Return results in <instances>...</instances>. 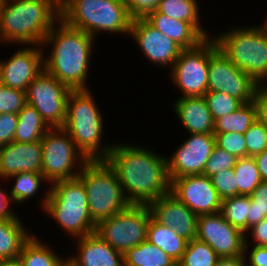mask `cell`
<instances>
[{
    "mask_svg": "<svg viewBox=\"0 0 267 266\" xmlns=\"http://www.w3.org/2000/svg\"><path fill=\"white\" fill-rule=\"evenodd\" d=\"M249 240L245 239L244 255L247 266H267V247L254 245L249 249ZM248 253V254H247Z\"/></svg>",
    "mask_w": 267,
    "mask_h": 266,
    "instance_id": "obj_44",
    "label": "cell"
},
{
    "mask_svg": "<svg viewBox=\"0 0 267 266\" xmlns=\"http://www.w3.org/2000/svg\"><path fill=\"white\" fill-rule=\"evenodd\" d=\"M170 193L197 216L221 211L222 200L205 175H188L171 179Z\"/></svg>",
    "mask_w": 267,
    "mask_h": 266,
    "instance_id": "obj_16",
    "label": "cell"
},
{
    "mask_svg": "<svg viewBox=\"0 0 267 266\" xmlns=\"http://www.w3.org/2000/svg\"><path fill=\"white\" fill-rule=\"evenodd\" d=\"M144 19L155 29L172 39L182 49L195 48L205 40L189 22L173 19L156 10Z\"/></svg>",
    "mask_w": 267,
    "mask_h": 266,
    "instance_id": "obj_23",
    "label": "cell"
},
{
    "mask_svg": "<svg viewBox=\"0 0 267 266\" xmlns=\"http://www.w3.org/2000/svg\"><path fill=\"white\" fill-rule=\"evenodd\" d=\"M71 91L69 87L43 70L28 85L27 103L39 112L50 128L63 127Z\"/></svg>",
    "mask_w": 267,
    "mask_h": 266,
    "instance_id": "obj_13",
    "label": "cell"
},
{
    "mask_svg": "<svg viewBox=\"0 0 267 266\" xmlns=\"http://www.w3.org/2000/svg\"><path fill=\"white\" fill-rule=\"evenodd\" d=\"M133 145L114 143L105 161L114 170L127 201L131 205H149L170 193L167 158Z\"/></svg>",
    "mask_w": 267,
    "mask_h": 266,
    "instance_id": "obj_1",
    "label": "cell"
},
{
    "mask_svg": "<svg viewBox=\"0 0 267 266\" xmlns=\"http://www.w3.org/2000/svg\"><path fill=\"white\" fill-rule=\"evenodd\" d=\"M9 179L15 181L9 195L12 203L16 204L26 203L28 199L33 198L39 192L42 183L47 182L41 173L35 172H21L7 178V180Z\"/></svg>",
    "mask_w": 267,
    "mask_h": 266,
    "instance_id": "obj_31",
    "label": "cell"
},
{
    "mask_svg": "<svg viewBox=\"0 0 267 266\" xmlns=\"http://www.w3.org/2000/svg\"><path fill=\"white\" fill-rule=\"evenodd\" d=\"M40 141L43 152L41 174L49 184L78 177L88 162L62 127L50 128Z\"/></svg>",
    "mask_w": 267,
    "mask_h": 266,
    "instance_id": "obj_9",
    "label": "cell"
},
{
    "mask_svg": "<svg viewBox=\"0 0 267 266\" xmlns=\"http://www.w3.org/2000/svg\"><path fill=\"white\" fill-rule=\"evenodd\" d=\"M41 47L24 46L8 60L0 59L1 84L26 92L28 85L44 70L45 53Z\"/></svg>",
    "mask_w": 267,
    "mask_h": 266,
    "instance_id": "obj_18",
    "label": "cell"
},
{
    "mask_svg": "<svg viewBox=\"0 0 267 266\" xmlns=\"http://www.w3.org/2000/svg\"><path fill=\"white\" fill-rule=\"evenodd\" d=\"M171 266H181L179 262L173 263Z\"/></svg>",
    "mask_w": 267,
    "mask_h": 266,
    "instance_id": "obj_53",
    "label": "cell"
},
{
    "mask_svg": "<svg viewBox=\"0 0 267 266\" xmlns=\"http://www.w3.org/2000/svg\"><path fill=\"white\" fill-rule=\"evenodd\" d=\"M0 266H22L18 260L0 261Z\"/></svg>",
    "mask_w": 267,
    "mask_h": 266,
    "instance_id": "obj_51",
    "label": "cell"
},
{
    "mask_svg": "<svg viewBox=\"0 0 267 266\" xmlns=\"http://www.w3.org/2000/svg\"><path fill=\"white\" fill-rule=\"evenodd\" d=\"M78 177L84 184L89 213L96 224L131 205L114 170L105 160L88 161Z\"/></svg>",
    "mask_w": 267,
    "mask_h": 266,
    "instance_id": "obj_8",
    "label": "cell"
},
{
    "mask_svg": "<svg viewBox=\"0 0 267 266\" xmlns=\"http://www.w3.org/2000/svg\"><path fill=\"white\" fill-rule=\"evenodd\" d=\"M263 182H267V149L253 157Z\"/></svg>",
    "mask_w": 267,
    "mask_h": 266,
    "instance_id": "obj_49",
    "label": "cell"
},
{
    "mask_svg": "<svg viewBox=\"0 0 267 266\" xmlns=\"http://www.w3.org/2000/svg\"><path fill=\"white\" fill-rule=\"evenodd\" d=\"M248 235L253 238L254 241L252 242H256L255 245L267 247V219L251 227L245 234V239L250 238Z\"/></svg>",
    "mask_w": 267,
    "mask_h": 266,
    "instance_id": "obj_46",
    "label": "cell"
},
{
    "mask_svg": "<svg viewBox=\"0 0 267 266\" xmlns=\"http://www.w3.org/2000/svg\"><path fill=\"white\" fill-rule=\"evenodd\" d=\"M90 90L70 92L62 128L88 161L105 160L114 143L102 142L104 120Z\"/></svg>",
    "mask_w": 267,
    "mask_h": 266,
    "instance_id": "obj_4",
    "label": "cell"
},
{
    "mask_svg": "<svg viewBox=\"0 0 267 266\" xmlns=\"http://www.w3.org/2000/svg\"><path fill=\"white\" fill-rule=\"evenodd\" d=\"M18 124V114H0V144L6 145L13 142Z\"/></svg>",
    "mask_w": 267,
    "mask_h": 266,
    "instance_id": "obj_43",
    "label": "cell"
},
{
    "mask_svg": "<svg viewBox=\"0 0 267 266\" xmlns=\"http://www.w3.org/2000/svg\"><path fill=\"white\" fill-rule=\"evenodd\" d=\"M238 158L229 152L214 146L211 156L205 163L203 174L209 178L223 170L232 169L235 167Z\"/></svg>",
    "mask_w": 267,
    "mask_h": 266,
    "instance_id": "obj_38",
    "label": "cell"
},
{
    "mask_svg": "<svg viewBox=\"0 0 267 266\" xmlns=\"http://www.w3.org/2000/svg\"><path fill=\"white\" fill-rule=\"evenodd\" d=\"M160 0H123L132 19L145 18L157 9Z\"/></svg>",
    "mask_w": 267,
    "mask_h": 266,
    "instance_id": "obj_42",
    "label": "cell"
},
{
    "mask_svg": "<svg viewBox=\"0 0 267 266\" xmlns=\"http://www.w3.org/2000/svg\"><path fill=\"white\" fill-rule=\"evenodd\" d=\"M267 219V182H261L249 196V229Z\"/></svg>",
    "mask_w": 267,
    "mask_h": 266,
    "instance_id": "obj_36",
    "label": "cell"
},
{
    "mask_svg": "<svg viewBox=\"0 0 267 266\" xmlns=\"http://www.w3.org/2000/svg\"><path fill=\"white\" fill-rule=\"evenodd\" d=\"M50 5H52L59 13L63 10L65 7L67 0H45Z\"/></svg>",
    "mask_w": 267,
    "mask_h": 266,
    "instance_id": "obj_50",
    "label": "cell"
},
{
    "mask_svg": "<svg viewBox=\"0 0 267 266\" xmlns=\"http://www.w3.org/2000/svg\"><path fill=\"white\" fill-rule=\"evenodd\" d=\"M60 13L45 0H2L0 42L41 45Z\"/></svg>",
    "mask_w": 267,
    "mask_h": 266,
    "instance_id": "obj_3",
    "label": "cell"
},
{
    "mask_svg": "<svg viewBox=\"0 0 267 266\" xmlns=\"http://www.w3.org/2000/svg\"><path fill=\"white\" fill-rule=\"evenodd\" d=\"M257 110V120L267 128V85H259L254 100Z\"/></svg>",
    "mask_w": 267,
    "mask_h": 266,
    "instance_id": "obj_45",
    "label": "cell"
},
{
    "mask_svg": "<svg viewBox=\"0 0 267 266\" xmlns=\"http://www.w3.org/2000/svg\"><path fill=\"white\" fill-rule=\"evenodd\" d=\"M243 135L246 145V157H254L267 149V128L258 120Z\"/></svg>",
    "mask_w": 267,
    "mask_h": 266,
    "instance_id": "obj_37",
    "label": "cell"
},
{
    "mask_svg": "<svg viewBox=\"0 0 267 266\" xmlns=\"http://www.w3.org/2000/svg\"><path fill=\"white\" fill-rule=\"evenodd\" d=\"M219 256L207 243L192 239L179 260L181 266H216Z\"/></svg>",
    "mask_w": 267,
    "mask_h": 266,
    "instance_id": "obj_34",
    "label": "cell"
},
{
    "mask_svg": "<svg viewBox=\"0 0 267 266\" xmlns=\"http://www.w3.org/2000/svg\"><path fill=\"white\" fill-rule=\"evenodd\" d=\"M215 146L214 134L190 133L187 140L178 146L172 156H167L170 179L202 175L205 163L211 156Z\"/></svg>",
    "mask_w": 267,
    "mask_h": 266,
    "instance_id": "obj_15",
    "label": "cell"
},
{
    "mask_svg": "<svg viewBox=\"0 0 267 266\" xmlns=\"http://www.w3.org/2000/svg\"><path fill=\"white\" fill-rule=\"evenodd\" d=\"M76 254L67 256L71 266H124L123 254L96 232L77 238Z\"/></svg>",
    "mask_w": 267,
    "mask_h": 266,
    "instance_id": "obj_21",
    "label": "cell"
},
{
    "mask_svg": "<svg viewBox=\"0 0 267 266\" xmlns=\"http://www.w3.org/2000/svg\"><path fill=\"white\" fill-rule=\"evenodd\" d=\"M238 186V196H250L262 178L253 157L238 158L233 168Z\"/></svg>",
    "mask_w": 267,
    "mask_h": 266,
    "instance_id": "obj_33",
    "label": "cell"
},
{
    "mask_svg": "<svg viewBox=\"0 0 267 266\" xmlns=\"http://www.w3.org/2000/svg\"><path fill=\"white\" fill-rule=\"evenodd\" d=\"M210 179L221 200L238 196V186H236L233 168L223 170L211 176Z\"/></svg>",
    "mask_w": 267,
    "mask_h": 266,
    "instance_id": "obj_40",
    "label": "cell"
},
{
    "mask_svg": "<svg viewBox=\"0 0 267 266\" xmlns=\"http://www.w3.org/2000/svg\"><path fill=\"white\" fill-rule=\"evenodd\" d=\"M215 135V145L237 158L246 157L245 138L242 133L230 132Z\"/></svg>",
    "mask_w": 267,
    "mask_h": 266,
    "instance_id": "obj_41",
    "label": "cell"
},
{
    "mask_svg": "<svg viewBox=\"0 0 267 266\" xmlns=\"http://www.w3.org/2000/svg\"><path fill=\"white\" fill-rule=\"evenodd\" d=\"M257 121V110L254 102L244 103L233 113L214 121L213 134L221 133H242L244 134L248 128Z\"/></svg>",
    "mask_w": 267,
    "mask_h": 266,
    "instance_id": "obj_29",
    "label": "cell"
},
{
    "mask_svg": "<svg viewBox=\"0 0 267 266\" xmlns=\"http://www.w3.org/2000/svg\"><path fill=\"white\" fill-rule=\"evenodd\" d=\"M177 98L173 110L186 131L189 134H213L214 119L204 96Z\"/></svg>",
    "mask_w": 267,
    "mask_h": 266,
    "instance_id": "obj_22",
    "label": "cell"
},
{
    "mask_svg": "<svg viewBox=\"0 0 267 266\" xmlns=\"http://www.w3.org/2000/svg\"><path fill=\"white\" fill-rule=\"evenodd\" d=\"M129 35L135 40L145 59L156 66L171 69L183 50L172 39L151 26L144 18L133 19Z\"/></svg>",
    "mask_w": 267,
    "mask_h": 266,
    "instance_id": "obj_17",
    "label": "cell"
},
{
    "mask_svg": "<svg viewBox=\"0 0 267 266\" xmlns=\"http://www.w3.org/2000/svg\"><path fill=\"white\" fill-rule=\"evenodd\" d=\"M124 266H171L175 261L147 240L123 254Z\"/></svg>",
    "mask_w": 267,
    "mask_h": 266,
    "instance_id": "obj_30",
    "label": "cell"
},
{
    "mask_svg": "<svg viewBox=\"0 0 267 266\" xmlns=\"http://www.w3.org/2000/svg\"><path fill=\"white\" fill-rule=\"evenodd\" d=\"M151 217L148 205H130L124 211L100 221L95 232L116 251L125 254L147 240Z\"/></svg>",
    "mask_w": 267,
    "mask_h": 266,
    "instance_id": "obj_10",
    "label": "cell"
},
{
    "mask_svg": "<svg viewBox=\"0 0 267 266\" xmlns=\"http://www.w3.org/2000/svg\"><path fill=\"white\" fill-rule=\"evenodd\" d=\"M21 220L0 218V261L17 260L24 244L34 234L27 231Z\"/></svg>",
    "mask_w": 267,
    "mask_h": 266,
    "instance_id": "obj_24",
    "label": "cell"
},
{
    "mask_svg": "<svg viewBox=\"0 0 267 266\" xmlns=\"http://www.w3.org/2000/svg\"><path fill=\"white\" fill-rule=\"evenodd\" d=\"M152 218L188 241L196 238L197 215L171 193L148 205Z\"/></svg>",
    "mask_w": 267,
    "mask_h": 266,
    "instance_id": "obj_19",
    "label": "cell"
},
{
    "mask_svg": "<svg viewBox=\"0 0 267 266\" xmlns=\"http://www.w3.org/2000/svg\"><path fill=\"white\" fill-rule=\"evenodd\" d=\"M196 239L209 244L219 257L244 255L245 234L225 220L221 212L197 217Z\"/></svg>",
    "mask_w": 267,
    "mask_h": 266,
    "instance_id": "obj_14",
    "label": "cell"
},
{
    "mask_svg": "<svg viewBox=\"0 0 267 266\" xmlns=\"http://www.w3.org/2000/svg\"><path fill=\"white\" fill-rule=\"evenodd\" d=\"M225 220L244 234L249 230V196H234L222 200L221 211Z\"/></svg>",
    "mask_w": 267,
    "mask_h": 266,
    "instance_id": "obj_32",
    "label": "cell"
},
{
    "mask_svg": "<svg viewBox=\"0 0 267 266\" xmlns=\"http://www.w3.org/2000/svg\"><path fill=\"white\" fill-rule=\"evenodd\" d=\"M216 266H247L245 255L219 257Z\"/></svg>",
    "mask_w": 267,
    "mask_h": 266,
    "instance_id": "obj_48",
    "label": "cell"
},
{
    "mask_svg": "<svg viewBox=\"0 0 267 266\" xmlns=\"http://www.w3.org/2000/svg\"><path fill=\"white\" fill-rule=\"evenodd\" d=\"M259 84L244 71L237 68L230 59L218 49L215 40L209 37L208 92L218 91L249 103Z\"/></svg>",
    "mask_w": 267,
    "mask_h": 266,
    "instance_id": "obj_11",
    "label": "cell"
},
{
    "mask_svg": "<svg viewBox=\"0 0 267 266\" xmlns=\"http://www.w3.org/2000/svg\"><path fill=\"white\" fill-rule=\"evenodd\" d=\"M0 187V218L3 219H22L13 210H11V198L9 192Z\"/></svg>",
    "mask_w": 267,
    "mask_h": 266,
    "instance_id": "obj_47",
    "label": "cell"
},
{
    "mask_svg": "<svg viewBox=\"0 0 267 266\" xmlns=\"http://www.w3.org/2000/svg\"><path fill=\"white\" fill-rule=\"evenodd\" d=\"M168 70L181 97L204 96L208 92L209 38L195 48L183 49Z\"/></svg>",
    "mask_w": 267,
    "mask_h": 266,
    "instance_id": "obj_12",
    "label": "cell"
},
{
    "mask_svg": "<svg viewBox=\"0 0 267 266\" xmlns=\"http://www.w3.org/2000/svg\"><path fill=\"white\" fill-rule=\"evenodd\" d=\"M198 2L197 0H160L156 11L173 19L189 22L206 39L212 36L200 25Z\"/></svg>",
    "mask_w": 267,
    "mask_h": 266,
    "instance_id": "obj_28",
    "label": "cell"
},
{
    "mask_svg": "<svg viewBox=\"0 0 267 266\" xmlns=\"http://www.w3.org/2000/svg\"><path fill=\"white\" fill-rule=\"evenodd\" d=\"M147 241L161 248L175 262H179L188 244V240L179 236L172 228L161 225L152 217L148 225Z\"/></svg>",
    "mask_w": 267,
    "mask_h": 266,
    "instance_id": "obj_25",
    "label": "cell"
},
{
    "mask_svg": "<svg viewBox=\"0 0 267 266\" xmlns=\"http://www.w3.org/2000/svg\"><path fill=\"white\" fill-rule=\"evenodd\" d=\"M49 129L39 112L27 103L18 113V124L13 141L19 143L40 141Z\"/></svg>",
    "mask_w": 267,
    "mask_h": 266,
    "instance_id": "obj_27",
    "label": "cell"
},
{
    "mask_svg": "<svg viewBox=\"0 0 267 266\" xmlns=\"http://www.w3.org/2000/svg\"><path fill=\"white\" fill-rule=\"evenodd\" d=\"M40 201L42 211L72 238L95 233L96 223L88 209L87 193L79 177L50 184Z\"/></svg>",
    "mask_w": 267,
    "mask_h": 266,
    "instance_id": "obj_5",
    "label": "cell"
},
{
    "mask_svg": "<svg viewBox=\"0 0 267 266\" xmlns=\"http://www.w3.org/2000/svg\"><path fill=\"white\" fill-rule=\"evenodd\" d=\"M204 99L214 121L225 114L233 113L244 104L241 100L218 91L207 92Z\"/></svg>",
    "mask_w": 267,
    "mask_h": 266,
    "instance_id": "obj_35",
    "label": "cell"
},
{
    "mask_svg": "<svg viewBox=\"0 0 267 266\" xmlns=\"http://www.w3.org/2000/svg\"><path fill=\"white\" fill-rule=\"evenodd\" d=\"M27 104L26 92L0 84V114L19 111Z\"/></svg>",
    "mask_w": 267,
    "mask_h": 266,
    "instance_id": "obj_39",
    "label": "cell"
},
{
    "mask_svg": "<svg viewBox=\"0 0 267 266\" xmlns=\"http://www.w3.org/2000/svg\"><path fill=\"white\" fill-rule=\"evenodd\" d=\"M50 247V248H49ZM22 266H65L68 258H63L53 248L32 235L24 244L17 259Z\"/></svg>",
    "mask_w": 267,
    "mask_h": 266,
    "instance_id": "obj_26",
    "label": "cell"
},
{
    "mask_svg": "<svg viewBox=\"0 0 267 266\" xmlns=\"http://www.w3.org/2000/svg\"><path fill=\"white\" fill-rule=\"evenodd\" d=\"M93 41V36L59 19L41 44L52 49L48 57H44V70L71 90H89L86 80L95 45Z\"/></svg>",
    "mask_w": 267,
    "mask_h": 266,
    "instance_id": "obj_2",
    "label": "cell"
},
{
    "mask_svg": "<svg viewBox=\"0 0 267 266\" xmlns=\"http://www.w3.org/2000/svg\"><path fill=\"white\" fill-rule=\"evenodd\" d=\"M60 19L94 38L106 33H130L132 17L123 0H67Z\"/></svg>",
    "mask_w": 267,
    "mask_h": 266,
    "instance_id": "obj_6",
    "label": "cell"
},
{
    "mask_svg": "<svg viewBox=\"0 0 267 266\" xmlns=\"http://www.w3.org/2000/svg\"><path fill=\"white\" fill-rule=\"evenodd\" d=\"M266 21L264 23L261 24V26L264 28V29H267V19H265Z\"/></svg>",
    "mask_w": 267,
    "mask_h": 266,
    "instance_id": "obj_52",
    "label": "cell"
},
{
    "mask_svg": "<svg viewBox=\"0 0 267 266\" xmlns=\"http://www.w3.org/2000/svg\"><path fill=\"white\" fill-rule=\"evenodd\" d=\"M220 33L212 36L218 49L259 85H267V29L236 26Z\"/></svg>",
    "mask_w": 267,
    "mask_h": 266,
    "instance_id": "obj_7",
    "label": "cell"
},
{
    "mask_svg": "<svg viewBox=\"0 0 267 266\" xmlns=\"http://www.w3.org/2000/svg\"><path fill=\"white\" fill-rule=\"evenodd\" d=\"M41 141L31 143L11 142L2 145L0 152V179L21 172L41 173L42 169Z\"/></svg>",
    "mask_w": 267,
    "mask_h": 266,
    "instance_id": "obj_20",
    "label": "cell"
}]
</instances>
